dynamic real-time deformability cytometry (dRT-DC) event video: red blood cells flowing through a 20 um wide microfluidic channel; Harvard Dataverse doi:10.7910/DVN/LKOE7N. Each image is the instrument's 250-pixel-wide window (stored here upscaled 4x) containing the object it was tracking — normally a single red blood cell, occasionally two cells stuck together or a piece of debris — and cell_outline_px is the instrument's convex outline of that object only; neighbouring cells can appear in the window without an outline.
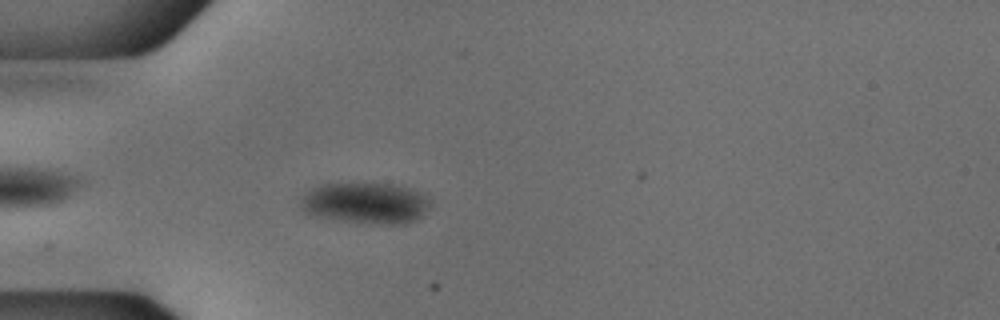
{"species": "common noctule bat (a hibernating species)", "species_latin": "Nyctalus noctula", "temperature_condition": "cold", "stored_images_in_passage": 42, "camera_frame_rate_fps": 3000, "um_per_image_px": 0.085, "animal": {"sex": "male", "body_mass_g": 18.8}, "frame": {"image": 1, "passage_image": 4, "time_ms": 1.0, "image_size_px": [1000, 320], "cell_outline_px": [[428, 204], [420, 216], [416, 220], [404, 224], [384, 224], [344, 220], [316, 216], [308, 212], [300, 204], [300, 200], [312, 188], [324, 184], [396, 184], [412, 188], [428, 196]], "centroid_in_image_um": [31.12, 17.25], "position_along_channel_um": 53.9, "area_um2": 30.35}}
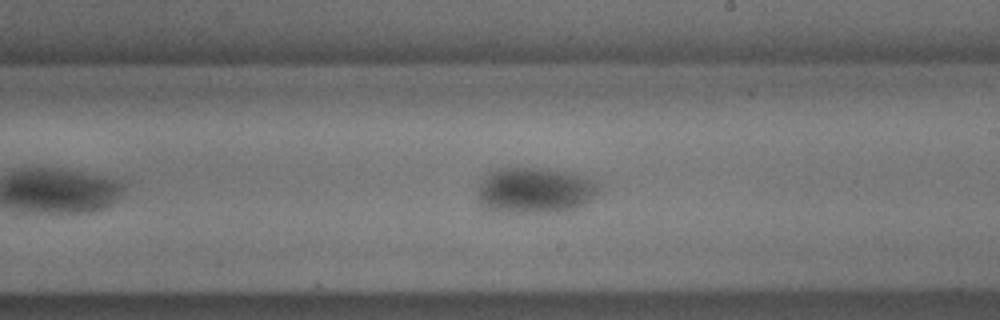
{"frame": {"image": 2, "passage_image": 20, "time_ms": 6.333, "image_size_px": [1000, 320], "cell_outline_px": [[604, 192], [584, 204], [576, 208], [556, 212], [508, 212], [488, 208], [480, 204], [480, 184], [488, 172], [496, 168], [540, 168], [576, 172], [600, 184]], "centroid_in_image_um": [45.59, 16.16], "position_along_channel_um": 243.4, "area_um2": 32.6}}
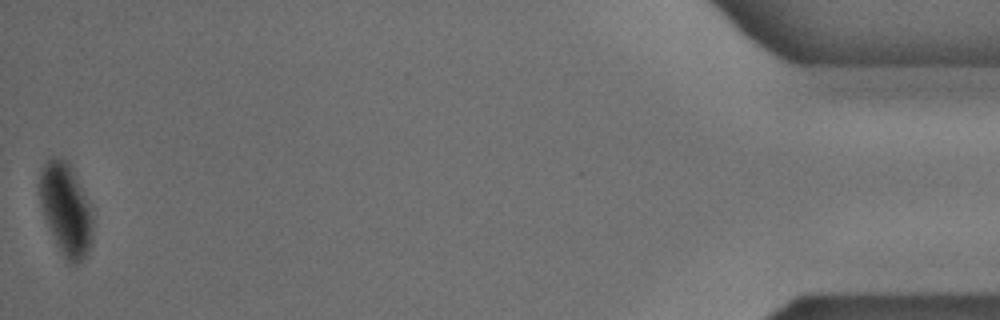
{"frame": {"image": 3, "passage_image": 42, "time_ms": 13.667, "image_size_px": [1000, 320], "cell_outline_px": [[92, 244], [84, 256], [76, 264], [68, 264], [60, 252], [56, 244], [44, 216], [36, 192], [36, 184], [40, 168], [52, 156], [68, 160], [92, 204]], "centroid_in_image_um": [5.57, 17.73], "position_along_channel_um": 429.6, "area_um2": 29.59}}